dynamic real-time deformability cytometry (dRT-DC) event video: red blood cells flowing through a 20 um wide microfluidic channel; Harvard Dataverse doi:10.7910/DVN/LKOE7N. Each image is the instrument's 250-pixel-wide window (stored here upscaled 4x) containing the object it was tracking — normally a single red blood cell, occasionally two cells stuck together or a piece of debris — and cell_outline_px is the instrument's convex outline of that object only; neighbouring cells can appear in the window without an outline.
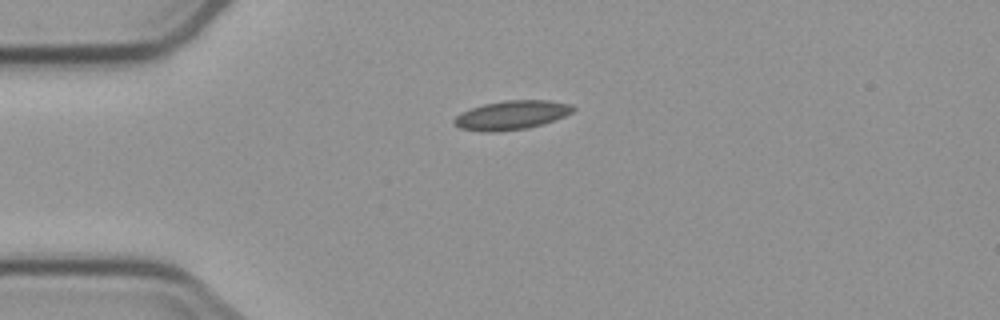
{"species": "common noctule bat (a hibernating species)", "species_latin": "Nyctalus noctula", "temperature_condition": "cold", "stored_images_in_passage": 7, "camera_frame_rate_fps": 3000, "um_per_image_px": 0.085, "animal": {"sex": "male", "body_mass_g": 23.1, "forearm_length_mm": 52.7}, "frame": {"image": 1, "passage_image": 1, "time_ms": 0.0, "image_size_px": [1000, 320], "cell_outline_px": [[576, 108], [572, 112], [564, 116], [528, 128], [496, 132], [480, 132], [460, 128], [452, 124], [452, 120], [460, 112], [484, 104], [504, 100], [548, 100], [572, 104]], "centroid_in_image_um": [43.43, 9.78], "position_along_channel_um": 41.6, "area_um2": 20.17}}
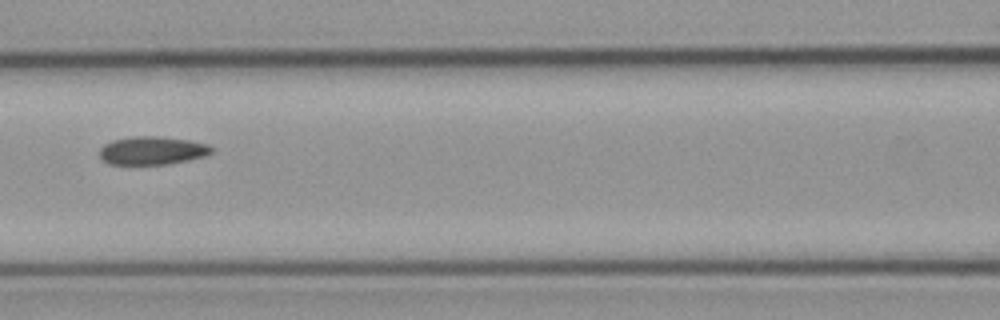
{"frame": {"image": 2, "passage_image": 4, "time_ms": 3.667, "image_size_px": [1000, 320], "cell_outline_px": [[212, 152], [204, 156], [188, 160], [168, 164], [108, 164], [100, 156], [100, 148], [104, 144], [112, 140], [132, 136], [160, 136], [188, 140], [208, 144], [212, 148]], "centroid_in_image_um": [12.92, 12.79], "position_along_channel_um": 153.7, "area_um2": 18.38}}
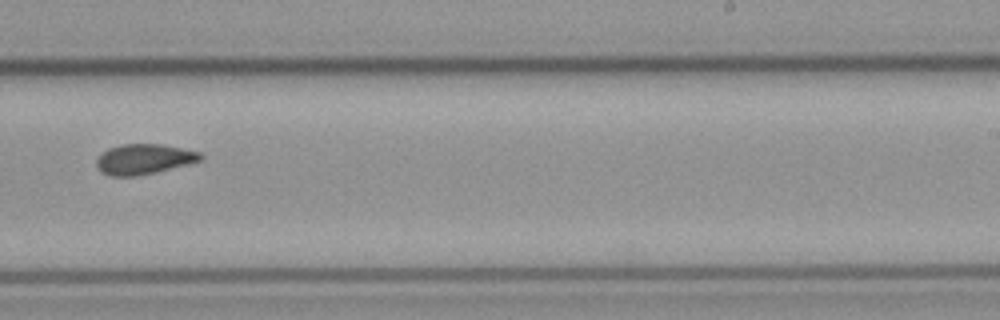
{"frame": {"image": 3, "passage_image": 7, "time_ms": 7.0, "image_size_px": [1000, 320], "cell_outline_px": [[204, 160], [156, 172], [136, 176], [112, 176], [100, 172], [96, 164], [96, 160], [108, 148], [124, 144], [164, 144], [200, 152], [204, 156]], "centroid_in_image_um": [12.27, 13.53], "position_along_channel_um": 276.7, "area_um2": 18.38}}